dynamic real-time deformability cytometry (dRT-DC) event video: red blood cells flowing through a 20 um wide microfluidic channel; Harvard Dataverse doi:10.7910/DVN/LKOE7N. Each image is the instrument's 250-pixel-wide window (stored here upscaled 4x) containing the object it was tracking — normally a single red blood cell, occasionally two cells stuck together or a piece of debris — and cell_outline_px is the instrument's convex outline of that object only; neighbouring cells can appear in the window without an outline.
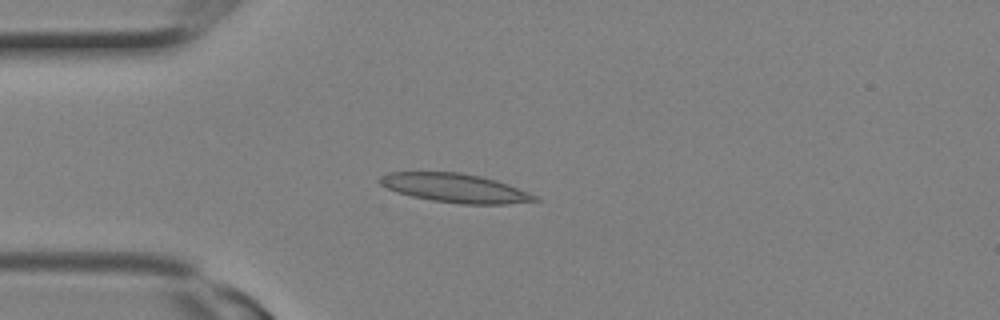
{"species": "Egyptian fruit bat (a non-hibernating species)", "species_latin": "Rousettus aegyptiacus", "temperature_condition": "room temperature", "stored_images_in_passage": 10, "camera_frame_rate_fps": 3000, "um_per_image_px": 0.085, "animal": {"sex": "female"}, "frame": {"image": 1, "passage_image": 6, "time_ms": 1.667, "image_size_px": [1000, 320], "cell_outline_px": [[540, 200], [508, 204], [460, 204], [432, 200], [412, 196], [396, 192], [380, 184], [376, 180], [380, 176], [388, 172], [460, 172], [480, 176], [496, 180], [508, 184], [540, 196]], "centroid_in_image_um": [38.69, 15.98], "position_along_channel_um": 46.3, "area_um2": 26.24}}
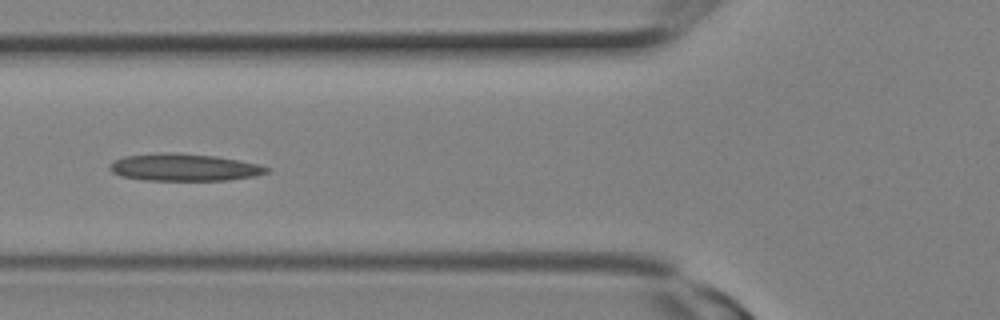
{"frame": {"image": 2, "passage_image": 9, "time_ms": 2.667, "image_size_px": [1000, 320], "cell_outline_px": [[272, 168], [268, 172], [256, 176], [228, 180], [144, 180], [120, 176], [112, 172], [108, 168], [108, 164], [124, 156], [160, 152], [172, 152], [216, 156], [256, 164]], "centroid_in_image_um": [15.61, 14.22], "position_along_channel_um": 110.2, "area_um2": 24.97}}